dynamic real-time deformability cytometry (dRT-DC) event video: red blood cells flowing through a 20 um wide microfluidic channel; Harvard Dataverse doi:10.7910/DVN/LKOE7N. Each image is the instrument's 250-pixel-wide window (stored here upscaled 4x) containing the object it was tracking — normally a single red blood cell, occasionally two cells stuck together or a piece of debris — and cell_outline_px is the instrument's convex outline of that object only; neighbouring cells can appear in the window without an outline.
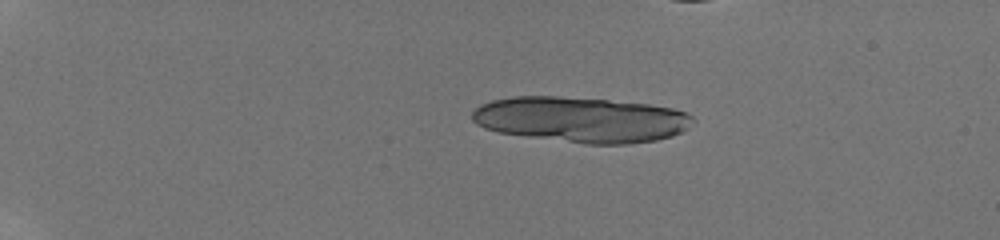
{"species": "human", "species_latin": "Homo sapiens", "temperature_condition": "room temperature", "stored_images_in_passage": 34, "camera_frame_rate_fps": 3000, "um_per_image_px": 0.085, "donor": {"sex": "male"}, "frame": {"image": 1, "passage_image": 9, "time_ms": 3.667, "image_size_px": [1000, 240], "cell_outline_px": [[696, 120], [688, 128], [672, 136], [656, 140], [628, 144], [584, 144], [500, 132], [484, 128], [476, 124], [472, 120], [472, 112], [480, 104], [492, 100], [516, 96], [556, 96], [608, 100], [648, 104], [672, 108], [688, 112]], "centroid_in_image_um": [49.42, 10.16], "position_along_channel_um": 35.6, "area_um2": 58.55}}
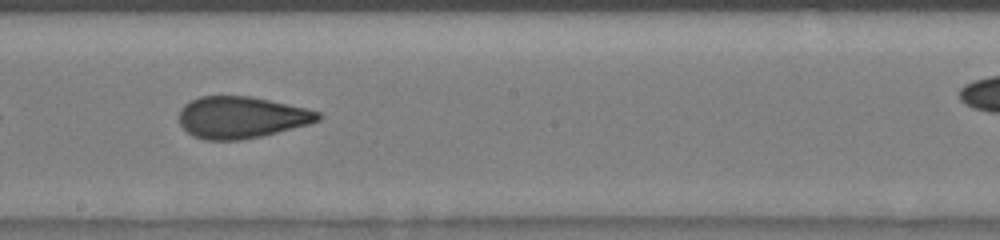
{"frame": {"image": 2, "passage_image": 28, "time_ms": 11.0, "image_size_px": [1000, 240], "cell_outline_px": [[324, 116], [320, 120], [308, 124], [260, 136], [240, 140], [204, 140], [192, 136], [180, 124], [180, 108], [184, 104], [200, 96], [252, 96], [308, 108], [320, 112]], "centroid_in_image_um": [20.53, 9.97], "position_along_channel_um": 227.7, "area_um2": 33.87}}
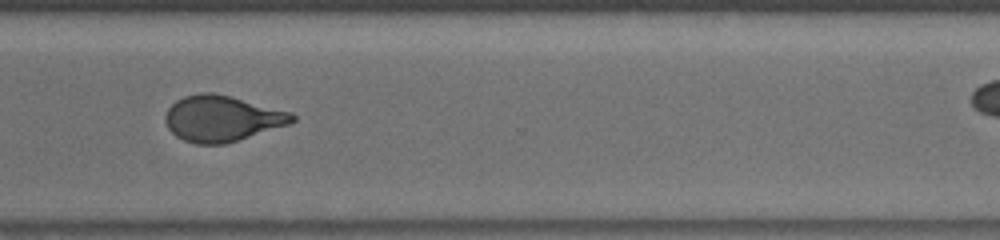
{"frame": {"image": 3, "passage_image": 32, "time_ms": 14.0, "image_size_px": [1000, 240], "cell_outline_px": [[296, 120], [292, 124], [224, 144], [196, 144], [184, 140], [176, 136], [168, 128], [164, 120], [164, 116], [168, 108], [176, 100], [184, 96], [200, 92], [216, 92], [232, 96], [292, 112], [296, 116]], "centroid_in_image_um": [18.89, 10.06], "position_along_channel_um": 351.7, "area_um2": 34.33}}